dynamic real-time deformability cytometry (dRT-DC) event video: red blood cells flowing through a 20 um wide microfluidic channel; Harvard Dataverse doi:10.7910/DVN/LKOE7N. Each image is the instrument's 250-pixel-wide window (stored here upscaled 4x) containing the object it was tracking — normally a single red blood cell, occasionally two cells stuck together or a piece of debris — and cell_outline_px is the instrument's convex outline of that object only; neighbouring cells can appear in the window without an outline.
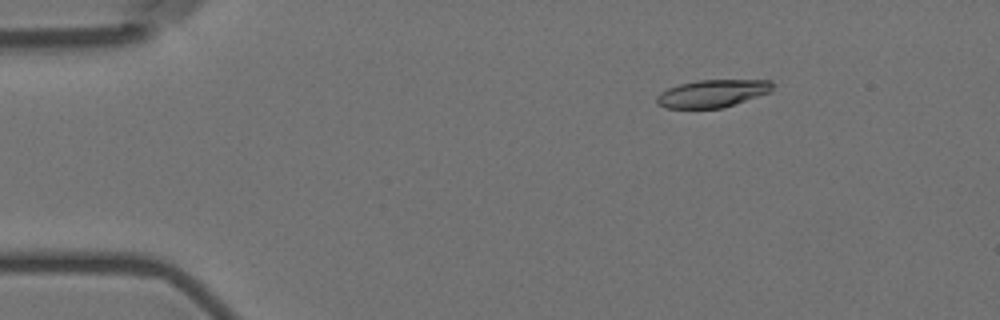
{"species": "Egyptian fruit bat (a non-hibernating species)", "species_latin": "Rousettus aegyptiacus", "temperature_condition": "room temperature", "stored_images_in_passage": 57, "camera_frame_rate_fps": 3000, "um_per_image_px": 0.085, "animal": {"sex": "female"}, "frame": {"image": 1, "passage_image": 9, "time_ms": 2.667, "image_size_px": [1000, 320], "cell_outline_px": [[776, 84], [772, 92], [724, 108], [664, 108], [656, 104], [656, 96], [660, 92], [668, 88], [680, 84], [696, 80], [772, 80]], "centroid_in_image_um": [60.6, 7.94], "position_along_channel_um": 24.4, "area_um2": 19.02}}
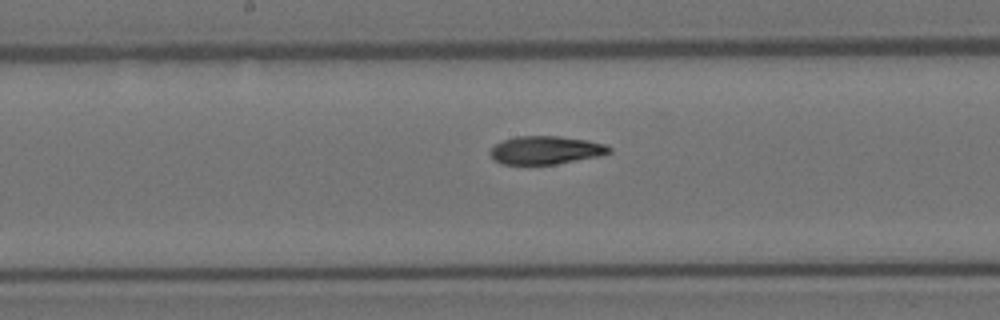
{"frame": {"image": 2, "passage_image": 30, "time_ms": 9.667, "image_size_px": [1000, 320], "cell_outline_px": [[612, 152], [600, 156], [556, 164], [500, 164], [492, 160], [488, 152], [496, 144], [504, 140], [516, 136], [560, 136], [588, 140], [604, 144], [612, 148]], "centroid_in_image_um": [46.38, 12.76], "position_along_channel_um": 201.8, "area_um2": 19.71}}
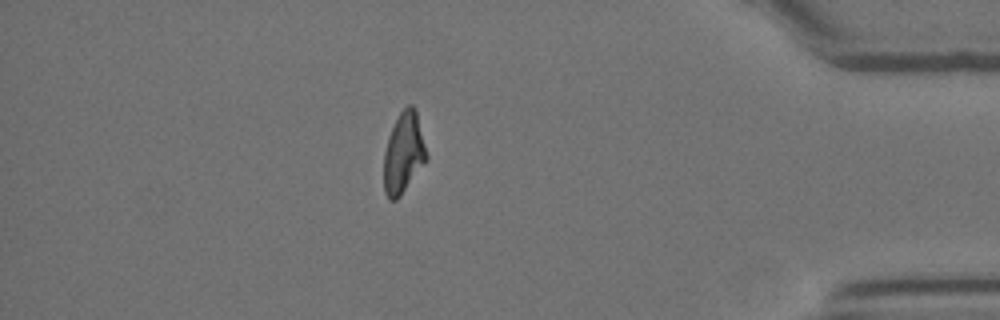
{"frame": {"image": 3, "passage_image": 50, "time_ms": 16.333, "image_size_px": [1000, 320], "cell_outline_px": [[428, 160], [400, 196], [396, 200], [388, 200], [384, 192], [384, 152], [388, 136], [400, 112], [408, 104], [412, 104], [416, 108], [428, 156]], "centroid_in_image_um": [34.32, 13.01], "position_along_channel_um": 400.9, "area_um2": 20.29}, "authors_computed_cell_mechanics": {"area_um2": 19.8254, "velocity_mm_per_s": 3.5747, "shape_relaxation_time_tau1_ms": 5.6054, "shape_relaxation_time_tau2_ms": 2.4824, "deformation_change_tau1": 0.1967, "deformation_change_tau2": 0.0848}}